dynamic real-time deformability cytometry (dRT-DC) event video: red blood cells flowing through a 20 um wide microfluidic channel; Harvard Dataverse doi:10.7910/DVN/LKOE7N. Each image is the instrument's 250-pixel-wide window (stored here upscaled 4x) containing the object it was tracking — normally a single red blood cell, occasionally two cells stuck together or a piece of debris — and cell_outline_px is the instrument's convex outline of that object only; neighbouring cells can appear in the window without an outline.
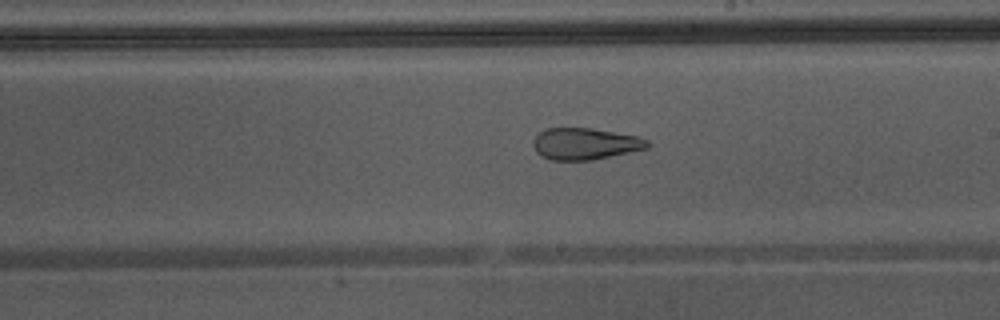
{"species": "Egyptian fruit bat (a non-hibernating species)", "species_latin": "Rousettus aegyptiacus", "temperature_condition": "warm", "stored_images_in_passage": 24, "camera_frame_rate_fps": 3000, "um_per_image_px": 0.085, "animal": {"sex": "male"}, "frame": {"image": 1, "passage_image": 14, "time_ms": 4.333, "image_size_px": [1000, 320], "cell_outline_px": [[652, 144], [648, 148], [592, 160], [552, 160], [540, 156], [536, 152], [532, 144], [532, 140], [544, 128], [592, 128], [640, 136], [648, 140]], "centroid_in_image_um": [49.74, 12.22], "position_along_channel_um": 239.3, "area_um2": 21.33}}